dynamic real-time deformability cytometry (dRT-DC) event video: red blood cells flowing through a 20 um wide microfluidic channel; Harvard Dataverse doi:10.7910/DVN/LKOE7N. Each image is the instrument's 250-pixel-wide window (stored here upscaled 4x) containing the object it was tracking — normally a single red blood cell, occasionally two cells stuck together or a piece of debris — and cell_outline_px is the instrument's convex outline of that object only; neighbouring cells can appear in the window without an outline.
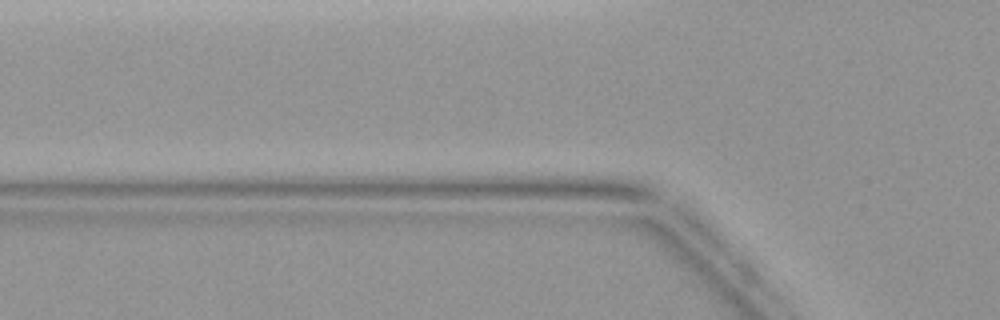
{"species": "common noctule bat (a hibernating species)", "species_latin": "Nyctalus noctula", "temperature_condition": "warm", "stored_images_in_passage": 3, "segment_of_instrument_passage": [2, 2], "camera_frame_rate_fps": 3000, "um_per_image_px": 0.085, "animal": {"sex": "female", "body_mass_g": 19.9}, "frame": {"image": 1, "passage_image": 3, "time_ms": 0.667, "image_size_px": [1000, 320], "cell_outline_px": [[736, 292], [732, 292], [624, 220], [624, 216], [628, 216], [652, 220], [668, 228], [700, 256]], "centroid_in_image_um": [57.41, 20.94], "position_along_channel_um": 68.4, "area_um2": 11.04}}